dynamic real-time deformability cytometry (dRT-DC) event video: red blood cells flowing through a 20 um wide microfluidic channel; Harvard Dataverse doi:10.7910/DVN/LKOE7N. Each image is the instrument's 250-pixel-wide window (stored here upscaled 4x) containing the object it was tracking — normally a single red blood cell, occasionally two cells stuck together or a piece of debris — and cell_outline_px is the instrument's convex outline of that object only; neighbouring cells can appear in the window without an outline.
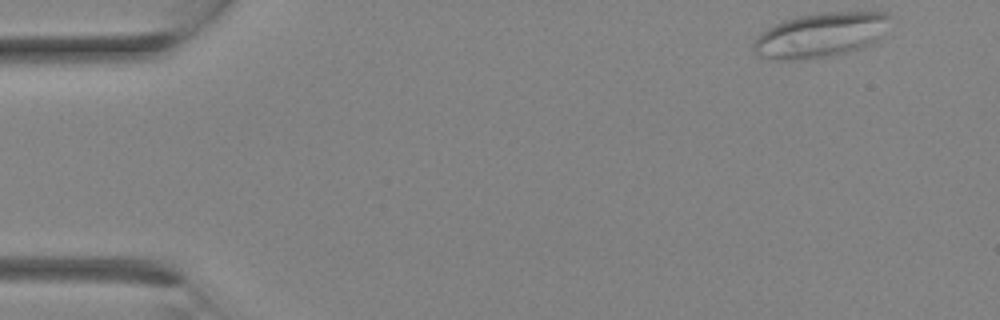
{"species": "Egyptian fruit bat (a non-hibernating species)", "species_latin": "Rousettus aegyptiacus", "temperature_condition": "room temperature", "stored_images_in_passage": 15, "camera_frame_rate_fps": 3000, "um_per_image_px": 0.085, "animal": {"sex": "female"}, "frame": {"image": 1, "passage_image": 1, "time_ms": 0.0, "image_size_px": [1000, 320], "cell_outline_px": [[892, 16], [880, 36], [876, 40], [860, 48], [848, 52], [832, 56], [776, 60], [760, 56], [752, 48], [752, 44], [756, 36], [760, 32], [784, 20], [800, 16], [824, 12], [888, 12]], "centroid_in_image_um": [69.73, 2.96], "position_along_channel_um": 15.3, "area_um2": 35.08}}
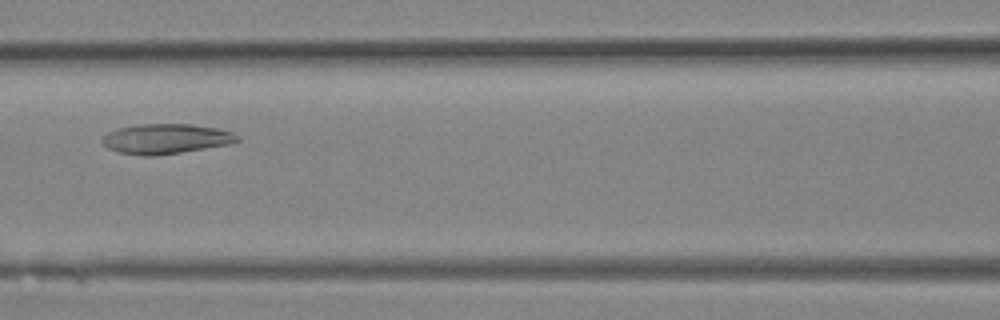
{"frame": {"image": 2, "passage_image": 12, "time_ms": 3.667, "image_size_px": [1000, 320], "cell_outline_px": [[240, 140], [228, 144], [180, 152], [152, 156], [140, 156], [120, 152], [108, 148], [100, 140], [108, 132], [120, 128], [136, 124], [192, 124], [216, 128], [232, 132], [240, 136]], "centroid_in_image_um": [14.09, 11.79], "position_along_channel_um": 152.5, "area_um2": 23.41}}
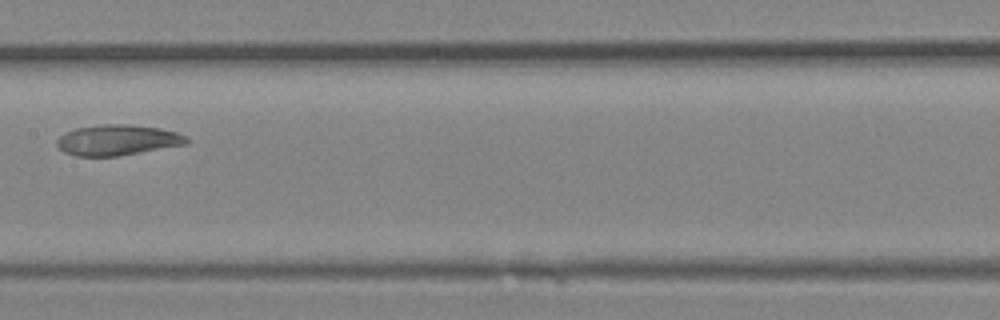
{"frame": {"image": 3, "passage_image": 14, "time_ms": 4.333, "image_size_px": [1000, 320], "cell_outline_px": [[188, 144], [120, 156], [76, 156], [64, 152], [56, 144], [56, 140], [64, 132], [76, 128], [100, 124], [128, 124], [160, 128], [176, 132], [188, 136]], "centroid_in_image_um": [9.99, 11.9], "position_along_channel_um": 197.4, "area_um2": 23.35}}